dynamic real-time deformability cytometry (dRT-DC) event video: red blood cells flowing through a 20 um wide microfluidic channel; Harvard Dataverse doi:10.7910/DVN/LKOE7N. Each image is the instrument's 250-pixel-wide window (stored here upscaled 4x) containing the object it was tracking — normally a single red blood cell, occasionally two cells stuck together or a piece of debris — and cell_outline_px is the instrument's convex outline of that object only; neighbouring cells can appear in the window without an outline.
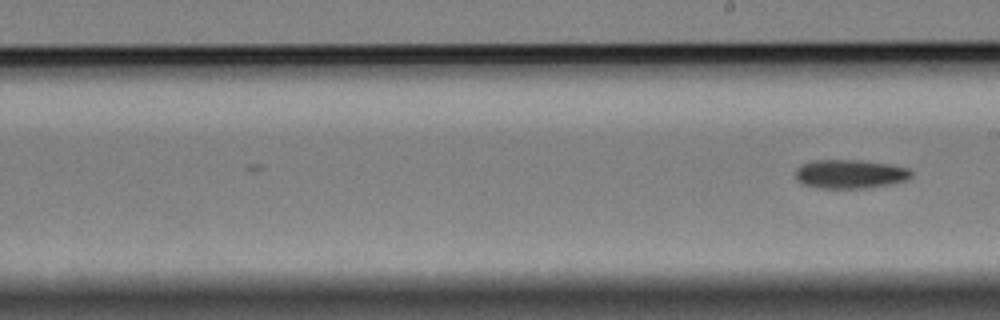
{"species": "Egyptian fruit bat (a non-hibernating species)", "species_latin": "Rousettus aegyptiacus", "temperature_condition": "cold", "stored_images_in_passage": 10, "segment_of_instrument_passage": [2, 2], "camera_frame_rate_fps": 3000, "um_per_image_px": 0.085, "animal": {"sex": "female"}, "frame": {"image": 1, "passage_image": 10, "time_ms": 11.333, "image_size_px": [1000, 320], "cell_outline_px": [[912, 176], [904, 180], [888, 184], [864, 188], [816, 188], [804, 184], [796, 180], [796, 168], [800, 164], [812, 160], [860, 160], [892, 164], [908, 168], [912, 172]], "centroid_in_image_um": [72.21, 14.78], "position_along_channel_um": 216.8, "area_um2": 19.54}}